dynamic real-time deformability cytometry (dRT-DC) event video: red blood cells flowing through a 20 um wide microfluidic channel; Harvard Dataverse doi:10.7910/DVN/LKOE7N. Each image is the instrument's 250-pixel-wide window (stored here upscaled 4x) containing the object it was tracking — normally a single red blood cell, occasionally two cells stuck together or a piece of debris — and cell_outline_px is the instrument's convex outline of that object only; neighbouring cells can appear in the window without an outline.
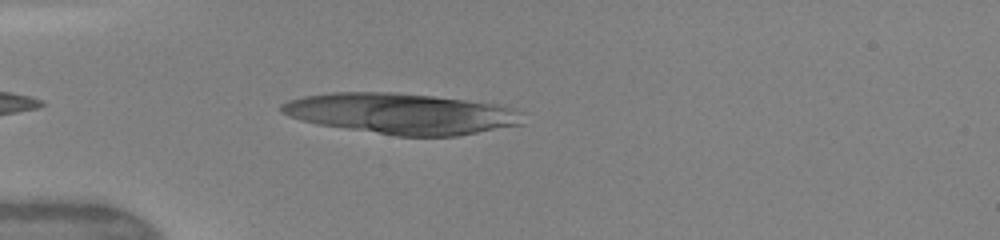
{"species": "human", "species_latin": "Homo sapiens", "temperature_condition": "warm", "stored_images_in_passage": 37, "camera_frame_rate_fps": 3000, "um_per_image_px": 0.085, "donor": {"sex": "female"}, "frame": {"image": 1, "passage_image": 3, "time_ms": 0.667, "image_size_px": [1000, 240], "cell_outline_px": [[524, 124], [456, 136], [396, 136], [316, 124], [300, 120], [288, 116], [280, 112], [280, 104], [288, 100], [304, 96], [332, 92], [396, 92], [504, 104], [516, 108], [524, 112]], "centroid_in_image_um": [34.17, 9.65], "position_along_channel_um": 50.8, "area_um2": 58.09}}